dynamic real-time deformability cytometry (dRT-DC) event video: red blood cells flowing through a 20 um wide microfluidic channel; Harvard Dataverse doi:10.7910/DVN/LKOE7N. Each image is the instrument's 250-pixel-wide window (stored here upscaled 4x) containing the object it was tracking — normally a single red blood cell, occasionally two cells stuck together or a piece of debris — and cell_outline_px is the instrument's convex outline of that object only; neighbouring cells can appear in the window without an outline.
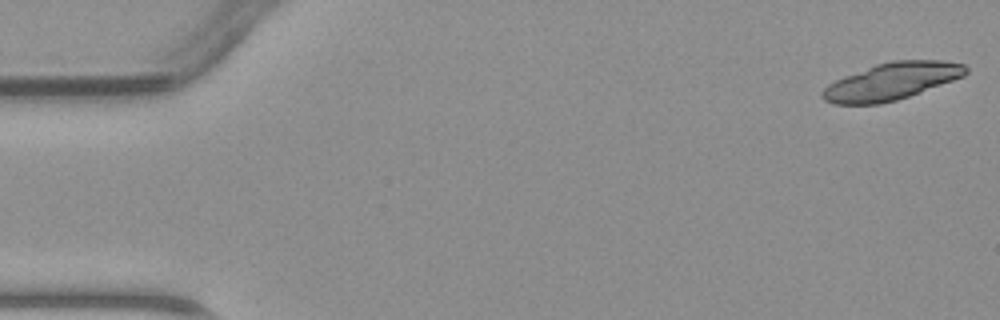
{"species": "common noctule bat (a hibernating species)", "species_latin": "Nyctalus noctula", "temperature_condition": "warm", "stored_images_in_passage": 16, "camera_frame_rate_fps": 3000, "um_per_image_px": 0.085, "animal": {"sex": "male", "body_mass_g": 23.1, "forearm_length_mm": 52.7}, "frame": {"image": 1, "passage_image": 1, "time_ms": 0.0, "image_size_px": [1000, 320], "cell_outline_px": [[968, 72], [964, 76], [908, 96], [896, 100], [880, 104], [832, 104], [824, 100], [820, 96], [820, 92], [828, 84], [844, 76], [876, 64], [892, 60], [944, 60], [964, 64], [968, 68]], "centroid_in_image_um": [75.76, 6.91], "position_along_channel_um": 9.2, "area_um2": 30.92}}